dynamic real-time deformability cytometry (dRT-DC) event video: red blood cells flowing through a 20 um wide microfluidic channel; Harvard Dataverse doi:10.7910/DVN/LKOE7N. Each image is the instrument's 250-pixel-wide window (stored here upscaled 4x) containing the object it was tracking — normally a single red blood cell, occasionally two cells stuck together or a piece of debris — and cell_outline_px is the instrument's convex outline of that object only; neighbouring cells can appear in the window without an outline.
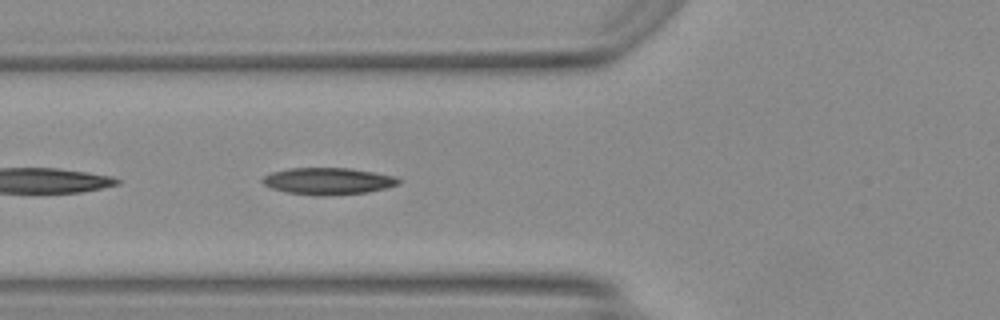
{"species": "Egyptian fruit bat (a non-hibernating species)", "species_latin": "Rousettus aegyptiacus", "temperature_condition": "warm", "stored_images_in_passage": 17, "camera_frame_rate_fps": 3000, "um_per_image_px": 0.085, "animal": {"sex": "female"}, "frame": {"image": 1, "passage_image": 3, "time_ms": 0.667, "image_size_px": [1000, 320], "cell_outline_px": [[400, 184], [384, 188], [364, 192], [320, 196], [288, 192], [272, 188], [264, 184], [260, 180], [264, 176], [272, 172], [288, 168], [348, 168], [396, 176], [400, 180]], "centroid_in_image_um": [27.86, 15.38], "position_along_channel_um": 97.9, "area_um2": 20.98}}
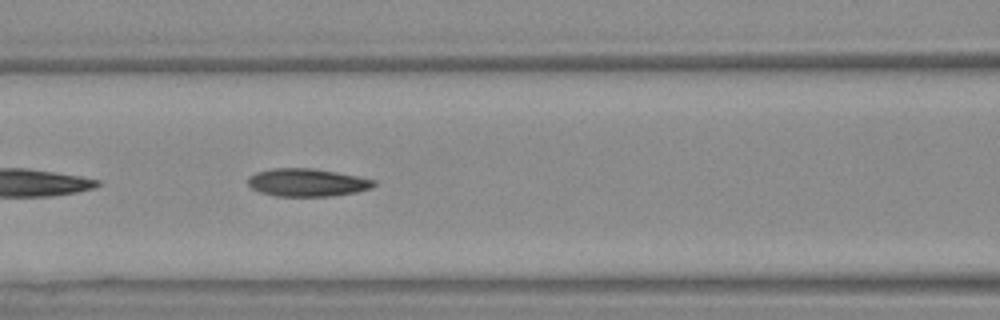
{"frame": {"image": 2, "passage_image": 6, "time_ms": 1.667, "image_size_px": [1000, 320], "cell_outline_px": [[376, 184], [372, 188], [356, 192], [332, 196], [276, 196], [260, 192], [252, 188], [248, 184], [248, 176], [256, 172], [272, 168], [312, 168], [336, 172], [376, 180]], "centroid_in_image_um": [26.1, 15.51], "position_along_channel_um": 140.5, "area_um2": 20.46}}